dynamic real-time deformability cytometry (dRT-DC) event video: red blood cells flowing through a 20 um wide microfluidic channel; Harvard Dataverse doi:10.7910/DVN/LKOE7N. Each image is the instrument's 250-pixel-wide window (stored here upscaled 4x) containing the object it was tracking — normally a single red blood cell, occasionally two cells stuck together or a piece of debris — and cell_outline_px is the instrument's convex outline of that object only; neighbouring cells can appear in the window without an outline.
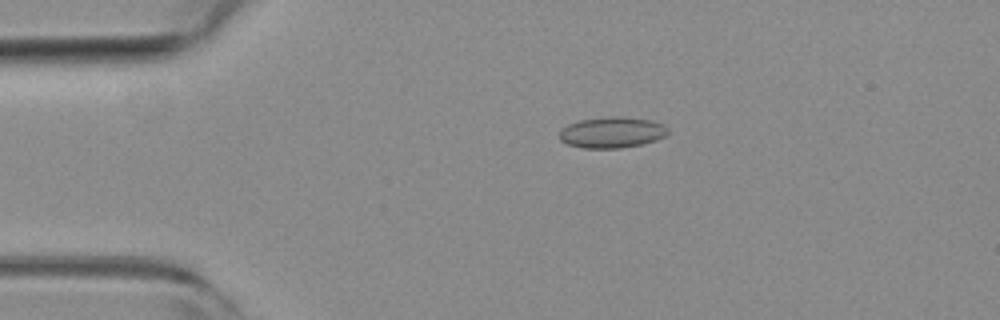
{"species": "common noctule bat (a hibernating species)", "species_latin": "Nyctalus noctula", "temperature_condition": "room temperature", "stored_images_in_passage": 3, "camera_frame_rate_fps": 3000, "um_per_image_px": 0.085, "animal": {"sex": "female", "body_mass_g": 19.3, "forearm_length_mm": 54.1}, "frame": {"image": 1, "passage_image": 3, "time_ms": 0.667, "image_size_px": [1000, 320], "cell_outline_px": [[668, 132], [664, 136], [656, 140], [640, 144], [620, 148], [584, 148], [568, 144], [560, 140], [560, 132], [568, 124], [580, 120], [612, 116], [624, 116], [652, 120], [664, 124], [668, 128]], "centroid_in_image_um": [52.04, 11.24], "position_along_channel_um": 33.0, "area_um2": 19.54}}